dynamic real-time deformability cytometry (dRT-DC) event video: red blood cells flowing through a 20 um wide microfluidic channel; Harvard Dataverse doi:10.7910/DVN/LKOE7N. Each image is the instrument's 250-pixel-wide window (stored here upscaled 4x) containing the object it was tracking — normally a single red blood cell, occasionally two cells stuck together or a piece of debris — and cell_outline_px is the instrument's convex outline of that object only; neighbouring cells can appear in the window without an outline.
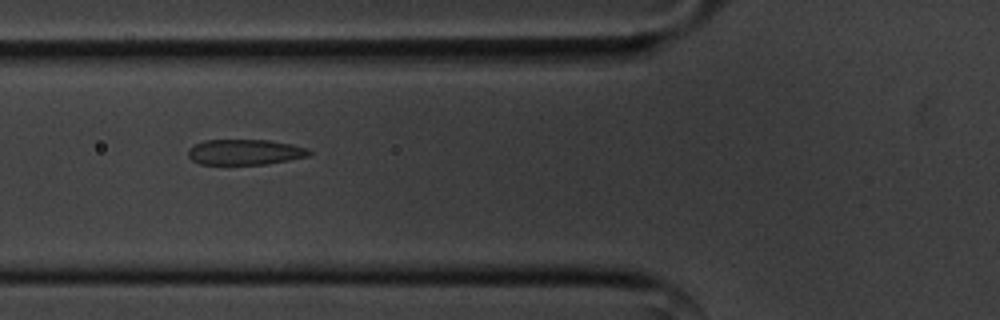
{"species": "common noctule bat (a hibernating species)", "species_latin": "Nyctalus noctula", "temperature_condition": "cold", "stored_images_in_passage": 35, "camera_frame_rate_fps": 3000, "um_per_image_px": 0.085, "animal": {"sex": "male", "body_mass_g": 20.1, "forearm_length_mm": 53.5}, "frame": {"image": 1, "passage_image": 5, "time_ms": 1.333, "image_size_px": [1000, 320], "cell_outline_px": [[312, 152], [308, 156], [288, 160], [264, 164], [200, 164], [192, 160], [188, 156], [188, 148], [204, 140], [268, 140], [292, 144], [308, 148]], "centroid_in_image_um": [20.81, 12.92], "position_along_channel_um": 105.0, "area_um2": 17.92}}
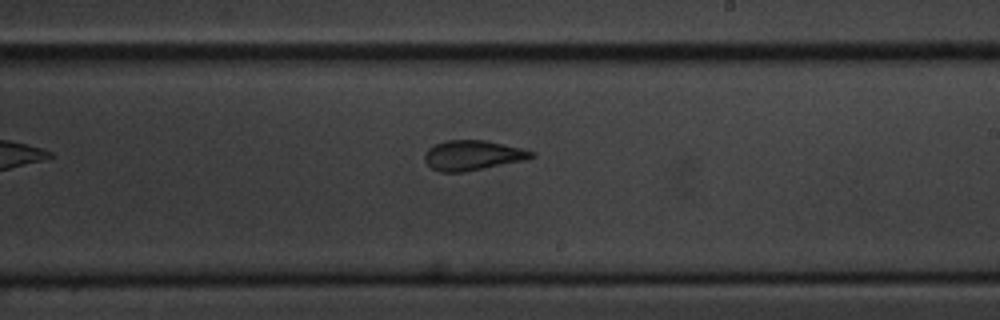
{"frame": {"image": 2, "passage_image": 17, "time_ms": 5.333, "image_size_px": [1000, 320], "cell_outline_px": [[536, 156], [524, 160], [464, 172], [440, 172], [432, 168], [424, 160], [424, 156], [428, 148], [444, 140], [484, 140], [504, 144], [536, 152]], "centroid_in_image_um": [40.17, 13.2], "position_along_channel_um": 248.8, "area_um2": 18.55}}
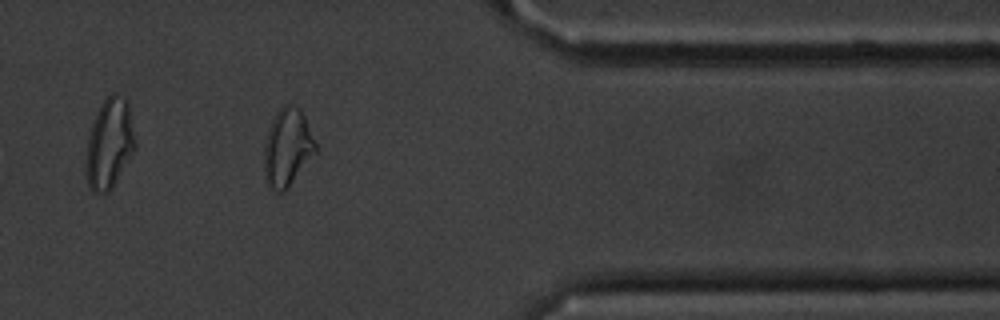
{"frame": {"image": 3, "passage_image": 30, "time_ms": 9.667, "image_size_px": [1000, 320], "cell_outline_px": [[316, 152], [288, 188], [284, 192], [276, 192], [268, 188], [264, 172], [264, 144], [268, 128], [276, 112], [284, 104], [292, 104], [300, 108], [304, 116], [316, 144]], "centroid_in_image_um": [24.4, 12.55], "position_along_channel_um": 387.0, "area_um2": 23.41}, "authors_computed_cell_mechanics": {"area_um2": 18.5538, "velocity_mm_per_s": 3.5806, "shape_relaxation_time_tau1_ms": 5.9575, "shape_relaxation_time_tau2_ms": 0.9283, "deformation_change_tau1": 0.1629, "deformation_change_tau2": 0.0716}}